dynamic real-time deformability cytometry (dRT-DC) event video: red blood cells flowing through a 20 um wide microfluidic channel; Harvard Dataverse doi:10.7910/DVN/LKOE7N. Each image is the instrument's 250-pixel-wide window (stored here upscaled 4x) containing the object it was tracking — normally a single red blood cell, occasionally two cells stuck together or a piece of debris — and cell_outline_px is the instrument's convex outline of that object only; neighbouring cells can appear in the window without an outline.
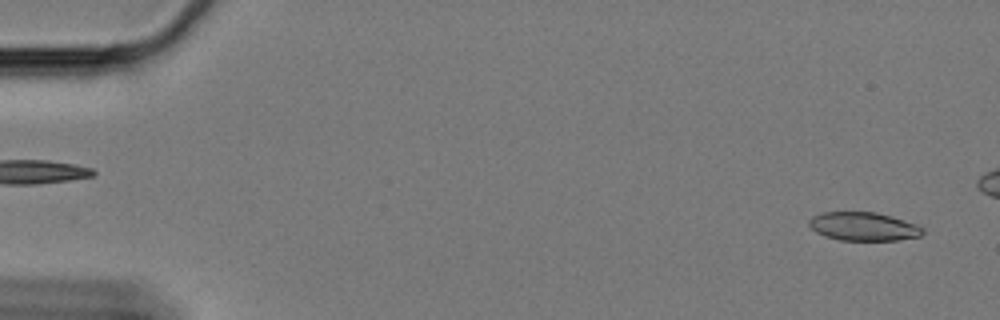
{"species": "Egyptian fruit bat (a non-hibernating species)", "species_latin": "Rousettus aegyptiacus", "temperature_condition": "cold", "stored_images_in_passage": 16, "camera_frame_rate_fps": 3000, "um_per_image_px": 0.085, "animal": {"sex": "female"}, "frame": {"image": 1, "passage_image": 3, "time_ms": 0.667, "image_size_px": [1000, 320], "cell_outline_px": [[924, 232], [920, 236], [896, 240], [840, 240], [824, 236], [816, 232], [808, 224], [808, 220], [812, 216], [820, 212], [876, 212], [892, 216], [916, 224], [924, 228]], "centroid_in_image_um": [73.38, 19.24], "position_along_channel_um": 11.6, "area_um2": 18.96}}